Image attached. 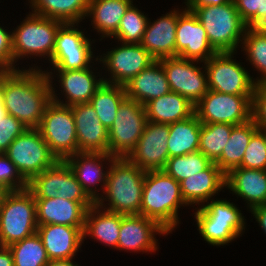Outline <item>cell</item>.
Listing matches in <instances>:
<instances>
[{"mask_svg":"<svg viewBox=\"0 0 266 266\" xmlns=\"http://www.w3.org/2000/svg\"><path fill=\"white\" fill-rule=\"evenodd\" d=\"M57 191L59 198L76 202H94L83 190L65 161H57Z\"/></svg>","mask_w":266,"mask_h":266,"instance_id":"39","label":"cell"},{"mask_svg":"<svg viewBox=\"0 0 266 266\" xmlns=\"http://www.w3.org/2000/svg\"><path fill=\"white\" fill-rule=\"evenodd\" d=\"M115 117L108 130L109 154L115 158H126L143 134L147 122L146 109L139 102L126 97Z\"/></svg>","mask_w":266,"mask_h":266,"instance_id":"9","label":"cell"},{"mask_svg":"<svg viewBox=\"0 0 266 266\" xmlns=\"http://www.w3.org/2000/svg\"><path fill=\"white\" fill-rule=\"evenodd\" d=\"M63 22L30 13L12 32L14 63L23 57L39 56L51 61L55 37Z\"/></svg>","mask_w":266,"mask_h":266,"instance_id":"7","label":"cell"},{"mask_svg":"<svg viewBox=\"0 0 266 266\" xmlns=\"http://www.w3.org/2000/svg\"><path fill=\"white\" fill-rule=\"evenodd\" d=\"M244 24V35L266 36V14L264 16L251 17Z\"/></svg>","mask_w":266,"mask_h":266,"instance_id":"48","label":"cell"},{"mask_svg":"<svg viewBox=\"0 0 266 266\" xmlns=\"http://www.w3.org/2000/svg\"><path fill=\"white\" fill-rule=\"evenodd\" d=\"M5 114L6 110L4 108L3 94H2V71H0V120H2Z\"/></svg>","mask_w":266,"mask_h":266,"instance_id":"53","label":"cell"},{"mask_svg":"<svg viewBox=\"0 0 266 266\" xmlns=\"http://www.w3.org/2000/svg\"><path fill=\"white\" fill-rule=\"evenodd\" d=\"M178 10L175 56L206 62L217 52L210 45L207 33L196 15L188 7Z\"/></svg>","mask_w":266,"mask_h":266,"instance_id":"17","label":"cell"},{"mask_svg":"<svg viewBox=\"0 0 266 266\" xmlns=\"http://www.w3.org/2000/svg\"><path fill=\"white\" fill-rule=\"evenodd\" d=\"M8 247L14 266H46L50 261L37 232Z\"/></svg>","mask_w":266,"mask_h":266,"instance_id":"36","label":"cell"},{"mask_svg":"<svg viewBox=\"0 0 266 266\" xmlns=\"http://www.w3.org/2000/svg\"><path fill=\"white\" fill-rule=\"evenodd\" d=\"M114 158V156L108 153L78 152L69 156L64 161L71 168L83 190L96 202L101 195H99L98 189L96 190L94 187L103 182V184L100 185L103 187L102 192H104L107 179L108 170L103 171L102 162L108 160V162L111 163Z\"/></svg>","mask_w":266,"mask_h":266,"instance_id":"21","label":"cell"},{"mask_svg":"<svg viewBox=\"0 0 266 266\" xmlns=\"http://www.w3.org/2000/svg\"><path fill=\"white\" fill-rule=\"evenodd\" d=\"M233 2L244 23L251 17L266 14V0H233Z\"/></svg>","mask_w":266,"mask_h":266,"instance_id":"46","label":"cell"},{"mask_svg":"<svg viewBox=\"0 0 266 266\" xmlns=\"http://www.w3.org/2000/svg\"><path fill=\"white\" fill-rule=\"evenodd\" d=\"M156 234L168 235L165 230L155 220L143 215H124L121 219L119 231L118 250L154 252L158 249Z\"/></svg>","mask_w":266,"mask_h":266,"instance_id":"18","label":"cell"},{"mask_svg":"<svg viewBox=\"0 0 266 266\" xmlns=\"http://www.w3.org/2000/svg\"><path fill=\"white\" fill-rule=\"evenodd\" d=\"M180 183L182 198L189 206L206 203L226 185V175L213 162L207 169L185 178Z\"/></svg>","mask_w":266,"mask_h":266,"instance_id":"25","label":"cell"},{"mask_svg":"<svg viewBox=\"0 0 266 266\" xmlns=\"http://www.w3.org/2000/svg\"><path fill=\"white\" fill-rule=\"evenodd\" d=\"M5 154L27 182L58 161L37 128H27Z\"/></svg>","mask_w":266,"mask_h":266,"instance_id":"10","label":"cell"},{"mask_svg":"<svg viewBox=\"0 0 266 266\" xmlns=\"http://www.w3.org/2000/svg\"><path fill=\"white\" fill-rule=\"evenodd\" d=\"M201 124L195 113L184 120L169 124V158L199 150Z\"/></svg>","mask_w":266,"mask_h":266,"instance_id":"32","label":"cell"},{"mask_svg":"<svg viewBox=\"0 0 266 266\" xmlns=\"http://www.w3.org/2000/svg\"><path fill=\"white\" fill-rule=\"evenodd\" d=\"M0 184L10 191H22L28 188V182L5 153L0 154Z\"/></svg>","mask_w":266,"mask_h":266,"instance_id":"43","label":"cell"},{"mask_svg":"<svg viewBox=\"0 0 266 266\" xmlns=\"http://www.w3.org/2000/svg\"><path fill=\"white\" fill-rule=\"evenodd\" d=\"M84 227L58 224L39 225L37 233L50 260L75 258L84 241Z\"/></svg>","mask_w":266,"mask_h":266,"instance_id":"22","label":"cell"},{"mask_svg":"<svg viewBox=\"0 0 266 266\" xmlns=\"http://www.w3.org/2000/svg\"><path fill=\"white\" fill-rule=\"evenodd\" d=\"M238 168L266 170V142L259 130L252 135Z\"/></svg>","mask_w":266,"mask_h":266,"instance_id":"42","label":"cell"},{"mask_svg":"<svg viewBox=\"0 0 266 266\" xmlns=\"http://www.w3.org/2000/svg\"><path fill=\"white\" fill-rule=\"evenodd\" d=\"M232 129L233 125L228 123H202L198 151L215 162L221 156Z\"/></svg>","mask_w":266,"mask_h":266,"instance_id":"35","label":"cell"},{"mask_svg":"<svg viewBox=\"0 0 266 266\" xmlns=\"http://www.w3.org/2000/svg\"><path fill=\"white\" fill-rule=\"evenodd\" d=\"M169 124L147 121L137 146L126 157L143 171L163 170L169 159Z\"/></svg>","mask_w":266,"mask_h":266,"instance_id":"16","label":"cell"},{"mask_svg":"<svg viewBox=\"0 0 266 266\" xmlns=\"http://www.w3.org/2000/svg\"><path fill=\"white\" fill-rule=\"evenodd\" d=\"M177 20L175 9L152 23L148 20L140 44L155 60L175 56Z\"/></svg>","mask_w":266,"mask_h":266,"instance_id":"24","label":"cell"},{"mask_svg":"<svg viewBox=\"0 0 266 266\" xmlns=\"http://www.w3.org/2000/svg\"><path fill=\"white\" fill-rule=\"evenodd\" d=\"M250 212H252L261 229L266 234V204L253 207Z\"/></svg>","mask_w":266,"mask_h":266,"instance_id":"49","label":"cell"},{"mask_svg":"<svg viewBox=\"0 0 266 266\" xmlns=\"http://www.w3.org/2000/svg\"><path fill=\"white\" fill-rule=\"evenodd\" d=\"M0 26V71L17 70L14 66L12 33Z\"/></svg>","mask_w":266,"mask_h":266,"instance_id":"47","label":"cell"},{"mask_svg":"<svg viewBox=\"0 0 266 266\" xmlns=\"http://www.w3.org/2000/svg\"><path fill=\"white\" fill-rule=\"evenodd\" d=\"M252 96L208 90L195 105L194 113L202 123L239 125L251 120Z\"/></svg>","mask_w":266,"mask_h":266,"instance_id":"12","label":"cell"},{"mask_svg":"<svg viewBox=\"0 0 266 266\" xmlns=\"http://www.w3.org/2000/svg\"><path fill=\"white\" fill-rule=\"evenodd\" d=\"M126 96L143 106L162 95L169 93L170 87L159 60H155L125 85Z\"/></svg>","mask_w":266,"mask_h":266,"instance_id":"26","label":"cell"},{"mask_svg":"<svg viewBox=\"0 0 266 266\" xmlns=\"http://www.w3.org/2000/svg\"><path fill=\"white\" fill-rule=\"evenodd\" d=\"M258 130L253 120L233 125L229 140L221 156L214 162L227 175L232 169L241 166L245 150L252 135Z\"/></svg>","mask_w":266,"mask_h":266,"instance_id":"31","label":"cell"},{"mask_svg":"<svg viewBox=\"0 0 266 266\" xmlns=\"http://www.w3.org/2000/svg\"><path fill=\"white\" fill-rule=\"evenodd\" d=\"M0 266H14L13 256L8 246H0Z\"/></svg>","mask_w":266,"mask_h":266,"instance_id":"50","label":"cell"},{"mask_svg":"<svg viewBox=\"0 0 266 266\" xmlns=\"http://www.w3.org/2000/svg\"><path fill=\"white\" fill-rule=\"evenodd\" d=\"M147 121L171 124L191 117L194 114L193 105L184 96L170 91L144 105Z\"/></svg>","mask_w":266,"mask_h":266,"instance_id":"29","label":"cell"},{"mask_svg":"<svg viewBox=\"0 0 266 266\" xmlns=\"http://www.w3.org/2000/svg\"><path fill=\"white\" fill-rule=\"evenodd\" d=\"M34 198L57 197V162L28 182L27 188Z\"/></svg>","mask_w":266,"mask_h":266,"instance_id":"41","label":"cell"},{"mask_svg":"<svg viewBox=\"0 0 266 266\" xmlns=\"http://www.w3.org/2000/svg\"><path fill=\"white\" fill-rule=\"evenodd\" d=\"M59 161L78 153V142L71 106L51 101L45 108L37 128Z\"/></svg>","mask_w":266,"mask_h":266,"instance_id":"8","label":"cell"},{"mask_svg":"<svg viewBox=\"0 0 266 266\" xmlns=\"http://www.w3.org/2000/svg\"><path fill=\"white\" fill-rule=\"evenodd\" d=\"M36 202L28 190L11 191L0 207V246H9L37 232Z\"/></svg>","mask_w":266,"mask_h":266,"instance_id":"6","label":"cell"},{"mask_svg":"<svg viewBox=\"0 0 266 266\" xmlns=\"http://www.w3.org/2000/svg\"><path fill=\"white\" fill-rule=\"evenodd\" d=\"M123 85L103 82L95 91L89 103L95 109L101 123L109 130L116 118L118 107L126 98Z\"/></svg>","mask_w":266,"mask_h":266,"instance_id":"34","label":"cell"},{"mask_svg":"<svg viewBox=\"0 0 266 266\" xmlns=\"http://www.w3.org/2000/svg\"><path fill=\"white\" fill-rule=\"evenodd\" d=\"M163 66L169 87L193 105H196L208 91L207 75L200 67L194 65V60L179 56L159 60Z\"/></svg>","mask_w":266,"mask_h":266,"instance_id":"15","label":"cell"},{"mask_svg":"<svg viewBox=\"0 0 266 266\" xmlns=\"http://www.w3.org/2000/svg\"><path fill=\"white\" fill-rule=\"evenodd\" d=\"M51 73V74H50ZM52 71L42 69L2 71V94L6 113L27 128H38L45 108L52 101Z\"/></svg>","mask_w":266,"mask_h":266,"instance_id":"1","label":"cell"},{"mask_svg":"<svg viewBox=\"0 0 266 266\" xmlns=\"http://www.w3.org/2000/svg\"><path fill=\"white\" fill-rule=\"evenodd\" d=\"M78 142V152L108 153V129L101 123L90 103L71 106Z\"/></svg>","mask_w":266,"mask_h":266,"instance_id":"19","label":"cell"},{"mask_svg":"<svg viewBox=\"0 0 266 266\" xmlns=\"http://www.w3.org/2000/svg\"><path fill=\"white\" fill-rule=\"evenodd\" d=\"M123 216V214L101 209L95 203L86 211L83 238L91 235L100 243L117 248Z\"/></svg>","mask_w":266,"mask_h":266,"instance_id":"28","label":"cell"},{"mask_svg":"<svg viewBox=\"0 0 266 266\" xmlns=\"http://www.w3.org/2000/svg\"><path fill=\"white\" fill-rule=\"evenodd\" d=\"M37 225L58 224L84 227L86 211L95 202H76L64 198H35Z\"/></svg>","mask_w":266,"mask_h":266,"instance_id":"20","label":"cell"},{"mask_svg":"<svg viewBox=\"0 0 266 266\" xmlns=\"http://www.w3.org/2000/svg\"><path fill=\"white\" fill-rule=\"evenodd\" d=\"M242 49L246 51L247 59L261 74L254 79L256 84L266 82V36L244 35Z\"/></svg>","mask_w":266,"mask_h":266,"instance_id":"40","label":"cell"},{"mask_svg":"<svg viewBox=\"0 0 266 266\" xmlns=\"http://www.w3.org/2000/svg\"><path fill=\"white\" fill-rule=\"evenodd\" d=\"M186 6L223 5L233 0H185Z\"/></svg>","mask_w":266,"mask_h":266,"instance_id":"51","label":"cell"},{"mask_svg":"<svg viewBox=\"0 0 266 266\" xmlns=\"http://www.w3.org/2000/svg\"><path fill=\"white\" fill-rule=\"evenodd\" d=\"M76 23H63L56 34L51 63L54 70H81L91 67V39L75 28Z\"/></svg>","mask_w":266,"mask_h":266,"instance_id":"13","label":"cell"},{"mask_svg":"<svg viewBox=\"0 0 266 266\" xmlns=\"http://www.w3.org/2000/svg\"><path fill=\"white\" fill-rule=\"evenodd\" d=\"M96 60L110 72L109 80L103 79L105 83L123 86L155 61L141 44L134 43H122Z\"/></svg>","mask_w":266,"mask_h":266,"instance_id":"14","label":"cell"},{"mask_svg":"<svg viewBox=\"0 0 266 266\" xmlns=\"http://www.w3.org/2000/svg\"><path fill=\"white\" fill-rule=\"evenodd\" d=\"M225 188L248 203L249 208L266 204V170L235 168L226 175Z\"/></svg>","mask_w":266,"mask_h":266,"instance_id":"27","label":"cell"},{"mask_svg":"<svg viewBox=\"0 0 266 266\" xmlns=\"http://www.w3.org/2000/svg\"><path fill=\"white\" fill-rule=\"evenodd\" d=\"M133 0H89L86 17H92L91 24L102 38L114 37L123 15ZM93 22V23H92Z\"/></svg>","mask_w":266,"mask_h":266,"instance_id":"30","label":"cell"},{"mask_svg":"<svg viewBox=\"0 0 266 266\" xmlns=\"http://www.w3.org/2000/svg\"><path fill=\"white\" fill-rule=\"evenodd\" d=\"M187 7L204 27L208 41L217 53H236V48L244 37L245 24L233 1L223 5Z\"/></svg>","mask_w":266,"mask_h":266,"instance_id":"4","label":"cell"},{"mask_svg":"<svg viewBox=\"0 0 266 266\" xmlns=\"http://www.w3.org/2000/svg\"><path fill=\"white\" fill-rule=\"evenodd\" d=\"M72 258L69 259H59V260H50L46 266H79L72 262Z\"/></svg>","mask_w":266,"mask_h":266,"instance_id":"52","label":"cell"},{"mask_svg":"<svg viewBox=\"0 0 266 266\" xmlns=\"http://www.w3.org/2000/svg\"><path fill=\"white\" fill-rule=\"evenodd\" d=\"M212 163L209 158L196 151L186 155L170 157L163 171L177 182H181L185 178L207 169Z\"/></svg>","mask_w":266,"mask_h":266,"instance_id":"37","label":"cell"},{"mask_svg":"<svg viewBox=\"0 0 266 266\" xmlns=\"http://www.w3.org/2000/svg\"><path fill=\"white\" fill-rule=\"evenodd\" d=\"M258 130L262 133L266 142V127H258Z\"/></svg>","mask_w":266,"mask_h":266,"instance_id":"55","label":"cell"},{"mask_svg":"<svg viewBox=\"0 0 266 266\" xmlns=\"http://www.w3.org/2000/svg\"><path fill=\"white\" fill-rule=\"evenodd\" d=\"M251 119L257 127H266V82L256 84L252 96Z\"/></svg>","mask_w":266,"mask_h":266,"instance_id":"45","label":"cell"},{"mask_svg":"<svg viewBox=\"0 0 266 266\" xmlns=\"http://www.w3.org/2000/svg\"><path fill=\"white\" fill-rule=\"evenodd\" d=\"M199 207L194 213L198 230L213 246L227 245L245 230V219L235 204L214 200Z\"/></svg>","mask_w":266,"mask_h":266,"instance_id":"5","label":"cell"},{"mask_svg":"<svg viewBox=\"0 0 266 266\" xmlns=\"http://www.w3.org/2000/svg\"><path fill=\"white\" fill-rule=\"evenodd\" d=\"M187 204L180 183L163 170L147 171L144 176L140 215L158 222L169 233L178 225V208Z\"/></svg>","mask_w":266,"mask_h":266,"instance_id":"3","label":"cell"},{"mask_svg":"<svg viewBox=\"0 0 266 266\" xmlns=\"http://www.w3.org/2000/svg\"><path fill=\"white\" fill-rule=\"evenodd\" d=\"M233 55V52L216 53L204 62L208 90L232 95H253L255 78L232 59Z\"/></svg>","mask_w":266,"mask_h":266,"instance_id":"11","label":"cell"},{"mask_svg":"<svg viewBox=\"0 0 266 266\" xmlns=\"http://www.w3.org/2000/svg\"><path fill=\"white\" fill-rule=\"evenodd\" d=\"M32 14L59 20L63 23H80L87 15L89 0H29ZM80 21V22H79Z\"/></svg>","mask_w":266,"mask_h":266,"instance_id":"33","label":"cell"},{"mask_svg":"<svg viewBox=\"0 0 266 266\" xmlns=\"http://www.w3.org/2000/svg\"><path fill=\"white\" fill-rule=\"evenodd\" d=\"M91 67L81 70H56L58 72L59 83L66 97V103L60 101L58 94L55 93L51 84V99L53 102L72 106L79 103H89L95 91L104 82L102 78L97 79L95 73L90 69Z\"/></svg>","mask_w":266,"mask_h":266,"instance_id":"23","label":"cell"},{"mask_svg":"<svg viewBox=\"0 0 266 266\" xmlns=\"http://www.w3.org/2000/svg\"><path fill=\"white\" fill-rule=\"evenodd\" d=\"M146 172L131 163L127 158H114L109 165L106 185L95 202L99 207L123 215H140L144 176ZM108 199V200H107ZM104 200V201H103Z\"/></svg>","mask_w":266,"mask_h":266,"instance_id":"2","label":"cell"},{"mask_svg":"<svg viewBox=\"0 0 266 266\" xmlns=\"http://www.w3.org/2000/svg\"><path fill=\"white\" fill-rule=\"evenodd\" d=\"M148 18L132 4L123 15L115 37L122 43L140 44Z\"/></svg>","mask_w":266,"mask_h":266,"instance_id":"38","label":"cell"},{"mask_svg":"<svg viewBox=\"0 0 266 266\" xmlns=\"http://www.w3.org/2000/svg\"><path fill=\"white\" fill-rule=\"evenodd\" d=\"M26 129L21 121L6 113L0 120V154L6 153L12 142Z\"/></svg>","mask_w":266,"mask_h":266,"instance_id":"44","label":"cell"},{"mask_svg":"<svg viewBox=\"0 0 266 266\" xmlns=\"http://www.w3.org/2000/svg\"><path fill=\"white\" fill-rule=\"evenodd\" d=\"M11 191L8 190L5 186L0 184V207L3 205L5 198Z\"/></svg>","mask_w":266,"mask_h":266,"instance_id":"54","label":"cell"}]
</instances>
